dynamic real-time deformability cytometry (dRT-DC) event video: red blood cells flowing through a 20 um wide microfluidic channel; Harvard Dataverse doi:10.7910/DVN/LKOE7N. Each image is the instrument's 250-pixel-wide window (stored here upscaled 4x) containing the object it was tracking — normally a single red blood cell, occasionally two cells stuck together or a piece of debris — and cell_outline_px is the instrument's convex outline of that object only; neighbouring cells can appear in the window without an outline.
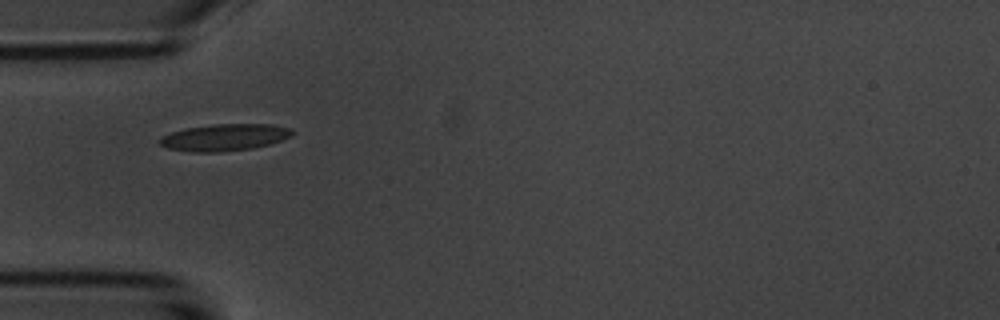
{"species": "common noctule bat (a hibernating species)", "species_latin": "Nyctalus noctula", "temperature_condition": "room temperature", "stored_images_in_passage": 10, "camera_frame_rate_fps": 3000, "um_per_image_px": 0.085, "animal": {"sex": "male", "body_mass_g": 20.1, "forearm_length_mm": 53.5}, "frame": {"image": 1, "passage_image": 4, "time_ms": 4.333, "image_size_px": [1000, 320], "cell_outline_px": [[292, 136], [268, 144], [252, 148], [220, 152], [192, 152], [168, 148], [160, 144], [156, 140], [160, 136], [184, 128], [212, 124], [272, 124], [292, 128]], "centroid_in_image_um": [19.04, 11.67], "position_along_channel_um": 66.0, "area_um2": 20.81}}
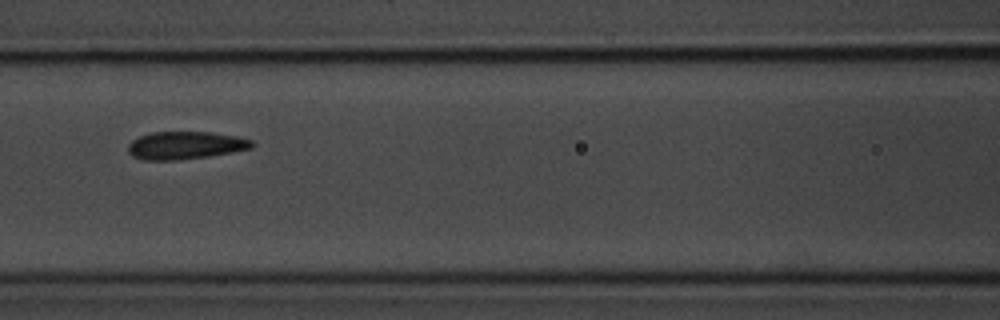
{"frame": {"image": 2, "passage_image": 6, "time_ms": 6.667, "image_size_px": [1000, 320], "cell_outline_px": [[256, 144], [252, 148], [232, 152], [208, 156], [176, 160], [144, 160], [132, 156], [128, 152], [128, 144], [132, 140], [140, 136], [152, 132], [212, 132], [236, 136], [252, 140]], "centroid_in_image_um": [15.76, 12.35], "position_along_channel_um": 150.8, "area_um2": 20.06}}
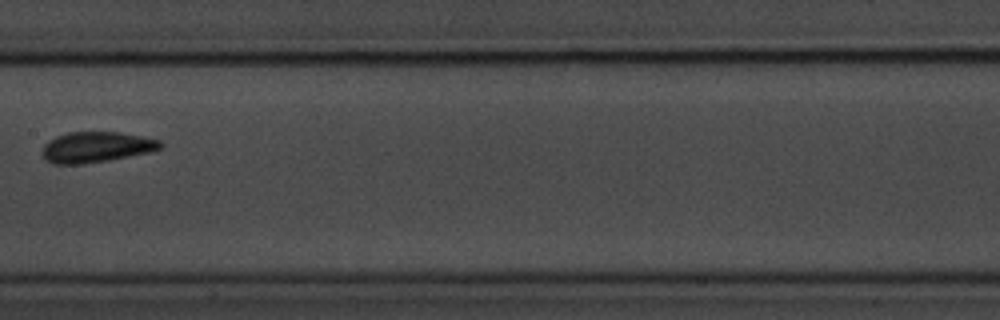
{"frame": {"image": 3, "passage_image": 7, "time_ms": 8.0, "image_size_px": [1000, 320], "cell_outline_px": [[164, 144], [160, 148], [148, 152], [108, 160], [84, 164], [56, 164], [48, 160], [40, 152], [44, 144], [48, 140], [56, 136], [68, 132], [120, 132], [144, 136], [160, 140]], "centroid_in_image_um": [8.17, 12.49], "position_along_channel_um": 199.2, "area_um2": 21.1}}